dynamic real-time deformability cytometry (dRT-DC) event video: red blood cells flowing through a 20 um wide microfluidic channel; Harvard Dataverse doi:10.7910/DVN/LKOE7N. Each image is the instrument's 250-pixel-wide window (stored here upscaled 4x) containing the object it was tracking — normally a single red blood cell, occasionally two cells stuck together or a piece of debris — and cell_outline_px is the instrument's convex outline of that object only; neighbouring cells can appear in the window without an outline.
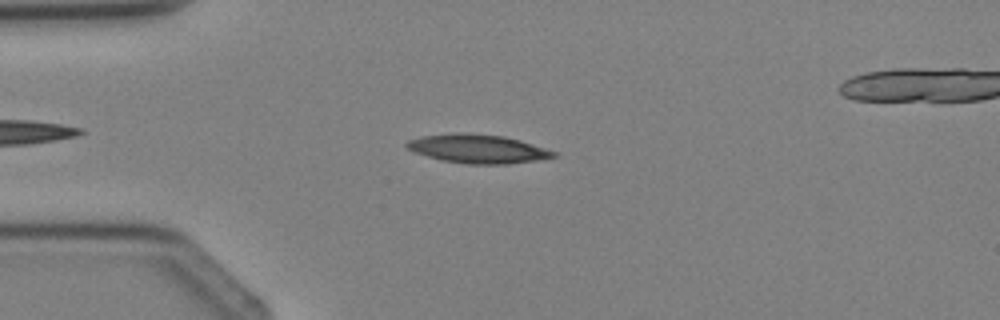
{"species": "Egyptian fruit bat (a non-hibernating species)", "species_latin": "Rousettus aegyptiacus", "temperature_condition": "cold", "stored_images_in_passage": 2, "camera_frame_rate_fps": 3000, "um_per_image_px": 0.085, "animal": {"sex": "female"}, "frame": {"image": 1, "passage_image": 1, "time_ms": 0.0, "image_size_px": [1000, 320], "cell_outline_px": [[556, 156], [536, 160], [508, 164], [468, 164], [440, 160], [416, 152], [408, 148], [404, 144], [408, 140], [424, 136], [452, 132], [468, 132], [504, 136], [520, 140], [556, 152]], "centroid_in_image_um": [40.59, 12.63], "position_along_channel_um": 44.4, "area_um2": 24.51}}